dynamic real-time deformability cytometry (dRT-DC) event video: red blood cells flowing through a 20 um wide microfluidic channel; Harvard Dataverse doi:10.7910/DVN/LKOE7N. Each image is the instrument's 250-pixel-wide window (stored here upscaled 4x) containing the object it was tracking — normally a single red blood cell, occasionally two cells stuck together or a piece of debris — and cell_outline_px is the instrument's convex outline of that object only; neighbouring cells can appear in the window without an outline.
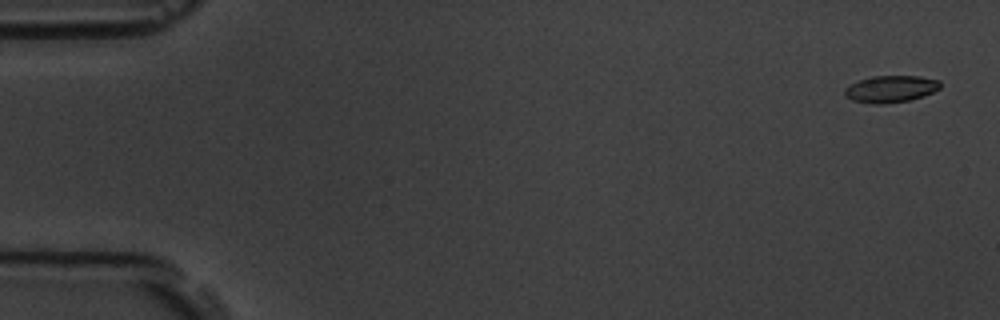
{"species": "common noctule bat (a hibernating species)", "species_latin": "Nyctalus noctula", "temperature_condition": "room temperature", "stored_images_in_passage": 8, "camera_frame_rate_fps": 3000, "um_per_image_px": 0.085, "animal": {"sex": "male", "body_mass_g": 19.5, "forearm_length_mm": 54.6}, "frame": {"image": 1, "passage_image": 1, "time_ms": 0.0, "image_size_px": [1000, 320], "cell_outline_px": [[940, 88], [924, 96], [908, 100], [884, 104], [872, 104], [852, 100], [844, 96], [844, 88], [860, 80], [872, 76], [920, 76], [940, 80]], "centroid_in_image_um": [75.7, 7.56], "position_along_channel_um": 9.3, "area_um2": 14.97}}
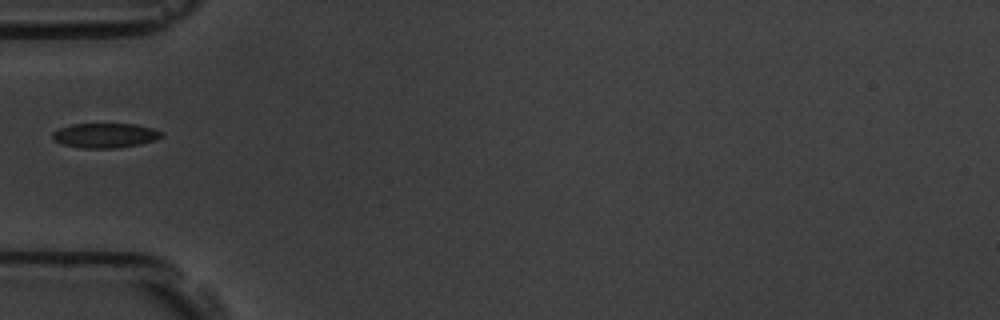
{"frame": {"image": 2, "passage_image": 5, "time_ms": 5.667, "image_size_px": [1000, 320], "cell_outline_px": [[160, 136], [156, 140], [140, 144], [116, 148], [84, 148], [64, 144], [52, 140], [52, 132], [60, 128], [72, 124], [136, 124], [152, 128], [160, 132]], "centroid_in_image_um": [8.9, 11.51], "position_along_channel_um": 76.1, "area_um2": 15.49}}
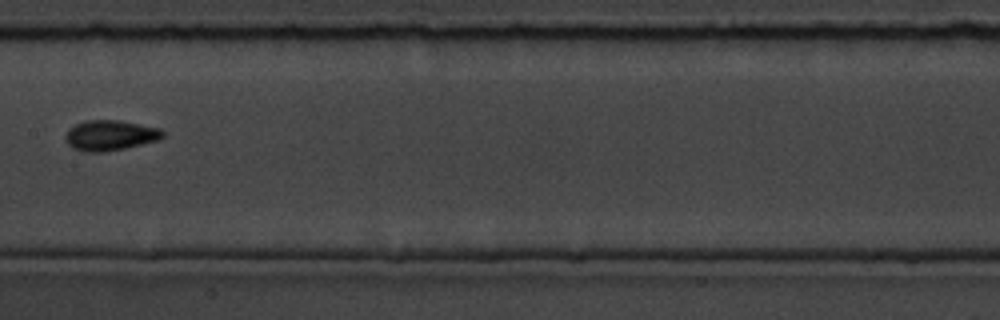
{"frame": {"image": 3, "passage_image": 8, "time_ms": 9.0, "image_size_px": [1000, 320], "cell_outline_px": [[164, 136], [156, 140], [124, 148], [104, 152], [84, 152], [72, 148], [68, 144], [64, 136], [68, 128], [84, 120], [120, 120], [160, 128], [164, 132]], "centroid_in_image_um": [9.31, 11.5], "position_along_channel_um": 198.1, "area_um2": 17.22}}